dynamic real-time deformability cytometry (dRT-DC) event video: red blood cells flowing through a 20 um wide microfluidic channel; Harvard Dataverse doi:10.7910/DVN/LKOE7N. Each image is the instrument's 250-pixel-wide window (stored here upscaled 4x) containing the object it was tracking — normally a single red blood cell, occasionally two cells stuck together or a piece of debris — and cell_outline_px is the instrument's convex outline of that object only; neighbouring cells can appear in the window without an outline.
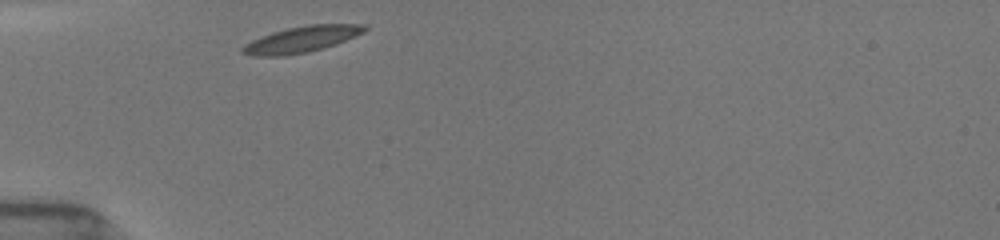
{"species": "common noctule bat (a hibernating species)", "species_latin": "Nyctalus noctula", "temperature_condition": "room temperature", "stored_images_in_passage": 24, "camera_frame_rate_fps": 3000, "um_per_image_px": 0.085, "animal": {"sex": "female", "body_mass_g": 19.5, "forearm_length_mm": 54.1}, "frame": {"image": 1, "passage_image": 1, "time_ms": 0.0, "image_size_px": [1000, 240], "cell_outline_px": [[368, 28], [364, 32], [344, 40], [320, 48], [304, 52], [284, 56], [252, 56], [240, 52], [240, 48], [244, 44], [260, 36], [272, 32], [288, 28], [308, 24], [368, 24]], "centroid_in_image_um": [25.57, 3.33], "position_along_channel_um": 59.4, "area_um2": 18.38}}
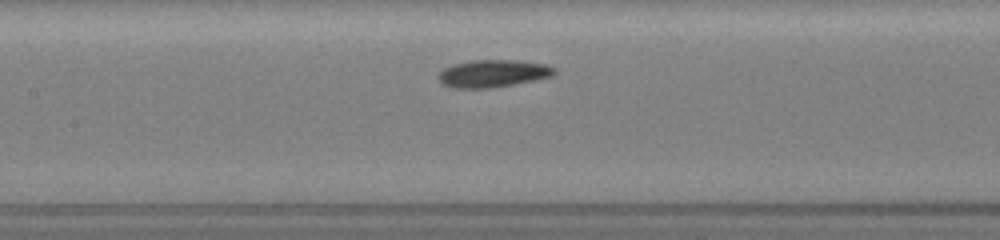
{"frame": {"image": 2, "passage_image": 12, "time_ms": 3.0, "image_size_px": [1000, 240], "cell_outline_px": [[556, 72], [552, 76], [492, 88], [452, 88], [444, 84], [436, 76], [444, 68], [452, 64], [472, 60], [512, 60], [544, 64], [556, 68]], "centroid_in_image_um": [41.86, 6.24], "position_along_channel_um": 165.5, "area_um2": 18.38}}
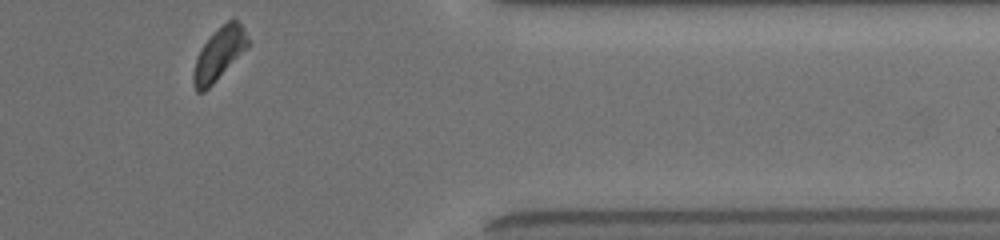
{"frame": {"image": 3, "passage_image": 24, "time_ms": 9.333, "image_size_px": [1000, 240], "cell_outline_px": [[248, 48], [204, 92], [196, 92], [192, 84], [192, 72], [196, 60], [204, 44], [232, 16], [236, 16], [244, 28], [248, 40]], "centroid_in_image_um": [18.64, 4.59], "position_along_channel_um": 392.8, "area_um2": 16.42}, "authors_computed_cell_mechanics": {"area_um2": 17.7446, "velocity_mm_per_s": 3.8551, "shape_relaxation_time_tau1_ms": 1.7913, "shape_relaxation_time_tau2_ms": 3.2383, "deformation_change_tau1": 0.1309, "deformation_change_tau2": 0.0873}}